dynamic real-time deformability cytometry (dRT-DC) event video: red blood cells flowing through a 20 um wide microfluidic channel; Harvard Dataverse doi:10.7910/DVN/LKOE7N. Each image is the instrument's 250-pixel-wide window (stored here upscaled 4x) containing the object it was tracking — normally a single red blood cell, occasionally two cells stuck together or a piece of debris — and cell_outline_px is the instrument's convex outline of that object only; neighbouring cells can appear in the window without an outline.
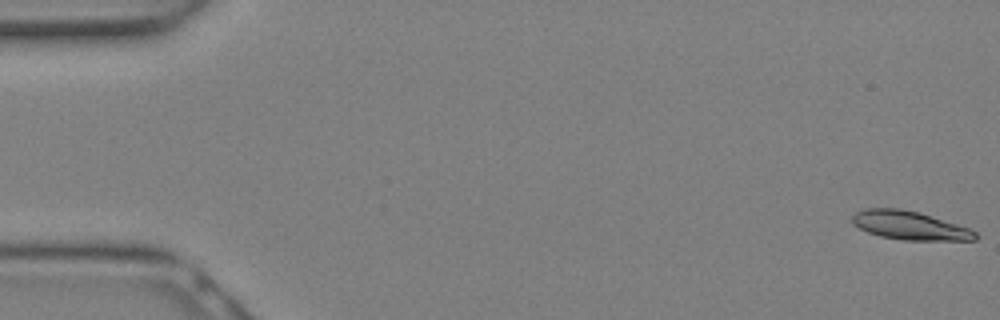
{"species": "Egyptian fruit bat (a non-hibernating species)", "species_latin": "Rousettus aegyptiacus", "temperature_condition": "warm", "stored_images_in_passage": 11, "camera_frame_rate_fps": 3000, "um_per_image_px": 0.085, "animal": {"sex": "female"}, "frame": {"image": 1, "passage_image": 1, "time_ms": 0.0, "image_size_px": [1000, 320], "cell_outline_px": [[980, 236], [976, 240], [904, 240], [880, 236], [868, 232], [852, 224], [852, 216], [856, 212], [864, 208], [900, 208], [920, 212], [968, 228], [976, 232]], "centroid_in_image_um": [77.32, 19.16], "position_along_channel_um": 7.7, "area_um2": 20.52}}
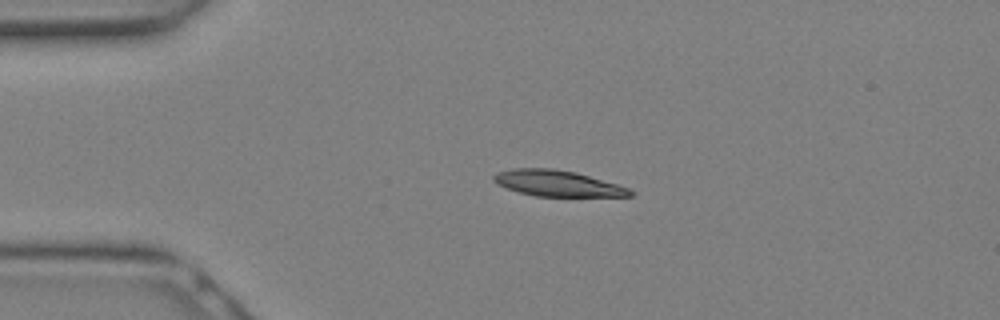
{"frame": {"image": 2, "passage_image": 7, "time_ms": 2.0, "image_size_px": [1000, 320], "cell_outline_px": [[636, 192], [632, 196], [536, 196], [504, 188], [496, 184], [492, 180], [492, 176], [496, 172], [512, 168], [552, 168], [576, 172], [616, 184], [628, 188]], "centroid_in_image_um": [47.33, 15.58], "position_along_channel_um": 37.7, "area_um2": 20.69}}
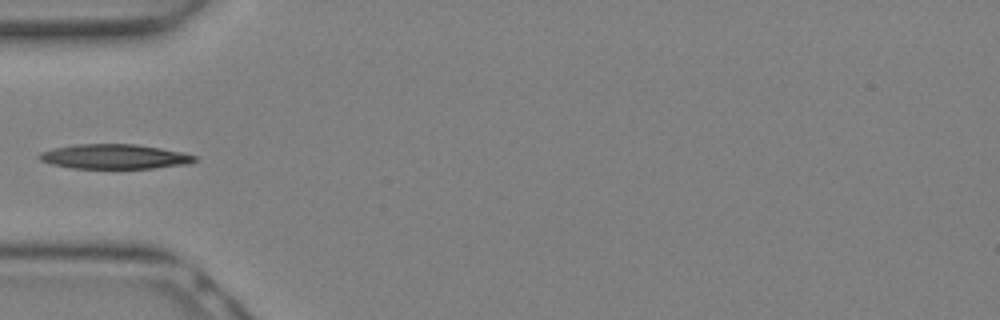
{"frame": {"image": 3, "passage_image": 10, "time_ms": 3.0, "image_size_px": [1000, 320], "cell_outline_px": [[196, 160], [188, 164], [152, 168], [72, 168], [52, 164], [40, 160], [36, 156], [40, 152], [52, 148], [76, 144], [136, 144], [160, 148], [180, 152], [196, 156]], "centroid_in_image_um": [9.68, 13.3], "position_along_channel_um": 75.3, "area_um2": 22.25}}